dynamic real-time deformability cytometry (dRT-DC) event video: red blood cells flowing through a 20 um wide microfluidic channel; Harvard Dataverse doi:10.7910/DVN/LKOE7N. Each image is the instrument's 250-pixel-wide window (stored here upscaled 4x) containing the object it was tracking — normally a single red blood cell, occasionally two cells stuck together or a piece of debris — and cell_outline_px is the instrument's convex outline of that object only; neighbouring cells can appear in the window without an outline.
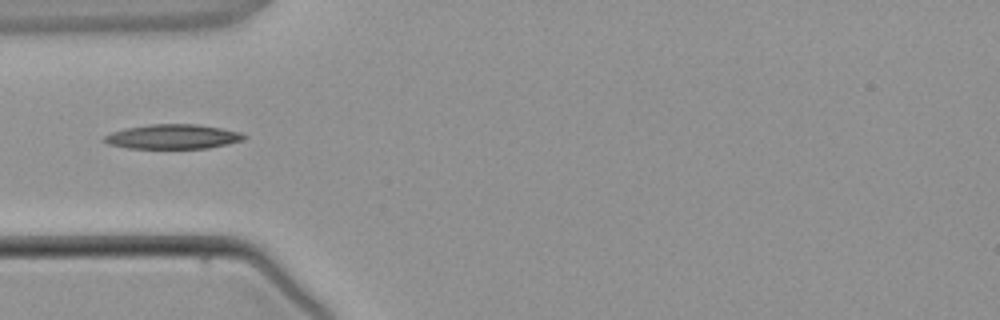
{"species": "common noctule bat (a hibernating species)", "species_latin": "Nyctalus noctula", "temperature_condition": "warm", "stored_images_in_passage": 1, "camera_frame_rate_fps": 3000, "um_per_image_px": 0.085, "animal": {"sex": "male", "body_mass_g": 21.5, "forearm_length_mm": 52.0}, "frame": {"image": 1, "passage_image": 1, "time_ms": 0.0, "image_size_px": [1000, 320], "cell_outline_px": [[248, 136], [244, 140], [228, 144], [208, 148], [128, 148], [108, 144], [100, 140], [104, 136], [112, 132], [128, 128], [152, 124], [196, 124], [220, 128], [240, 132]], "centroid_in_image_um": [14.7, 11.62], "position_along_channel_um": 70.3, "area_um2": 19.94}}